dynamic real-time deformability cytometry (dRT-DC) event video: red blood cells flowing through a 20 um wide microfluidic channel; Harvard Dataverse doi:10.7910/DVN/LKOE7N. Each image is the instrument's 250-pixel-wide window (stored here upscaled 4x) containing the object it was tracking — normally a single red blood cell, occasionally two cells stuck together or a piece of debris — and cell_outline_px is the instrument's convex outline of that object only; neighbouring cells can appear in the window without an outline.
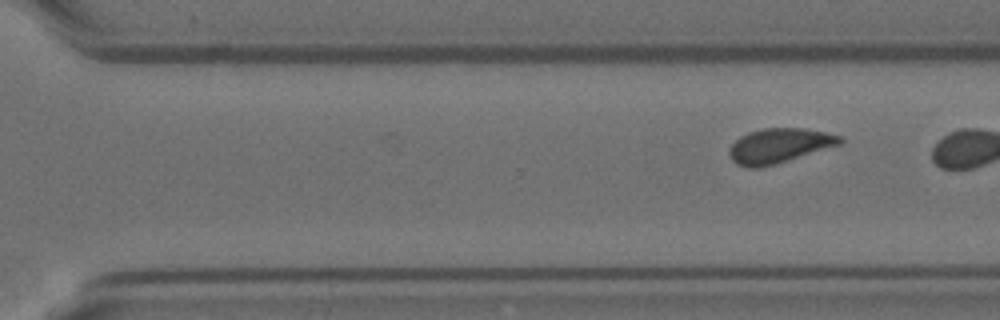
{"species": "Egyptian fruit bat (a non-hibernating species)", "species_latin": "Rousettus aegyptiacus", "temperature_condition": "room temperature", "stored_images_in_passage": 11, "segment_of_instrument_passage": [2, 2], "camera_frame_rate_fps": 3000, "um_per_image_px": 0.085, "animal": {"sex": "female"}, "frame": {"image": 1, "passage_image": 11, "time_ms": 3.333, "image_size_px": [1000, 320], "cell_outline_px": [[844, 144], [776, 164], [760, 168], [748, 168], [736, 164], [732, 160], [728, 152], [732, 144], [740, 136], [748, 132], [764, 128], [804, 128], [824, 132], [840, 136], [844, 140]], "centroid_in_image_um": [66.25, 12.39], "position_along_channel_um": 304.3, "area_um2": 22.6}}